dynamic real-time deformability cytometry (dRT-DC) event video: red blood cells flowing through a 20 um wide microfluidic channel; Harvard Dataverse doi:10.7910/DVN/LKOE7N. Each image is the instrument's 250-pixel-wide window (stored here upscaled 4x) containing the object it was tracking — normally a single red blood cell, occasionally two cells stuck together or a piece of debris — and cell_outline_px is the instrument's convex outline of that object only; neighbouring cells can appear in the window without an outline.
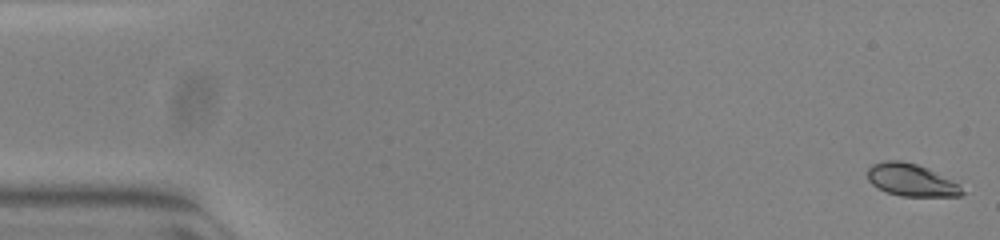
{"species": "common noctule bat (a hibernating species)", "species_latin": "Nyctalus noctula", "temperature_condition": "warm", "stored_images_in_passage": 53, "camera_frame_rate_fps": 3000, "um_per_image_px": 0.085, "animal": {"sex": "female", "body_mass_g": 23.0, "forearm_length_mm": 53.4}, "frame": {"image": 1, "passage_image": 1, "time_ms": 0.0, "image_size_px": [1000, 240], "cell_outline_px": [[964, 192], [960, 196], [900, 196], [888, 192], [872, 184], [868, 180], [868, 168], [872, 164], [884, 160], [900, 160], [916, 164], [928, 168], [960, 184]], "centroid_in_image_um": [77.46, 15.29], "position_along_channel_um": 7.5, "area_um2": 17.8}}
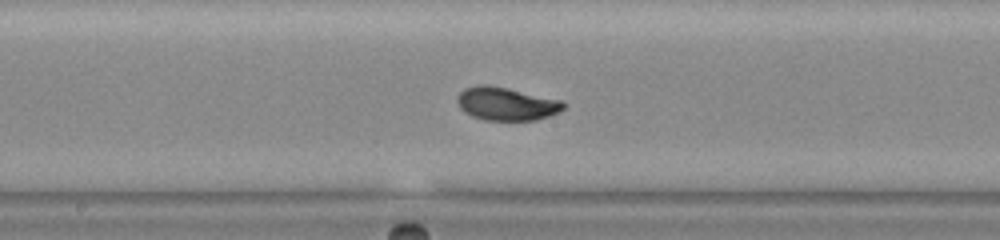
{"frame": {"image": 2, "passage_image": 28, "time_ms": 9.0, "image_size_px": [1000, 240], "cell_outline_px": [[564, 108], [548, 116], [536, 120], [484, 120], [472, 116], [464, 112], [460, 108], [456, 100], [456, 96], [464, 88], [480, 84], [488, 84], [560, 100], [564, 104]], "centroid_in_image_um": [42.96, 8.82], "position_along_channel_um": 205.2, "area_um2": 20.35}}
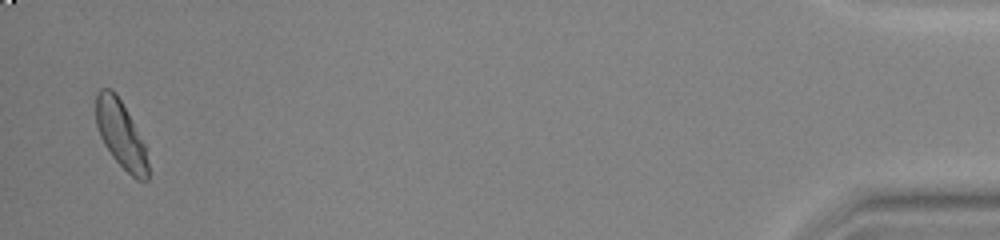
{"frame": {"image": 3, "passage_image": 52, "time_ms": 17.0, "image_size_px": [1000, 240], "cell_outline_px": [[148, 180], [136, 180], [112, 156], [104, 144], [100, 136], [96, 124], [96, 96], [100, 88], [112, 88], [116, 92], [144, 144], [148, 164]], "centroid_in_image_um": [10.25, 11.41], "position_along_channel_um": 425.0, "area_um2": 20.0}, "authors_computed_cell_mechanics": {"area_um2": 20.0566, "velocity_mm_per_s": 3.8653, "shape_relaxation_time_tau1_ms": 3.2824, "shape_relaxation_time_tau2_ms": null, "deformation_change_tau1": 0.1475, "deformation_change_tau2": null}}